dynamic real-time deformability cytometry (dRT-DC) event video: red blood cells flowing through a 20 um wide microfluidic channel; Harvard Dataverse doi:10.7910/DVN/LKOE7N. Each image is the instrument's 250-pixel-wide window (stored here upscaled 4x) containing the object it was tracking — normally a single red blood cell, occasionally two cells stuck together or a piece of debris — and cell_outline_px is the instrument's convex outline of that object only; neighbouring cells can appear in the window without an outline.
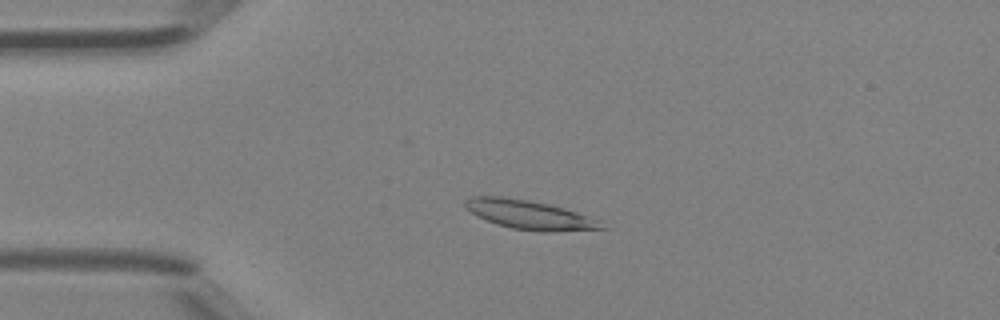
{"species": "Egyptian fruit bat (a non-hibernating species)", "species_latin": "Rousettus aegyptiacus", "temperature_condition": "room temperature", "stored_images_in_passage": 5, "camera_frame_rate_fps": 3000, "um_per_image_px": 0.085, "animal": {"sex": "female"}, "frame": {"image": 1, "passage_image": 3, "time_ms": 0.667, "image_size_px": [1000, 320], "cell_outline_px": [[608, 228], [548, 232], [544, 232], [512, 228], [496, 224], [476, 216], [464, 208], [464, 200], [472, 196], [500, 196], [528, 200], [548, 204], [564, 208], [604, 220]], "centroid_in_image_um": [45.05, 18.26], "position_along_channel_um": 40.0, "area_um2": 23.41}}
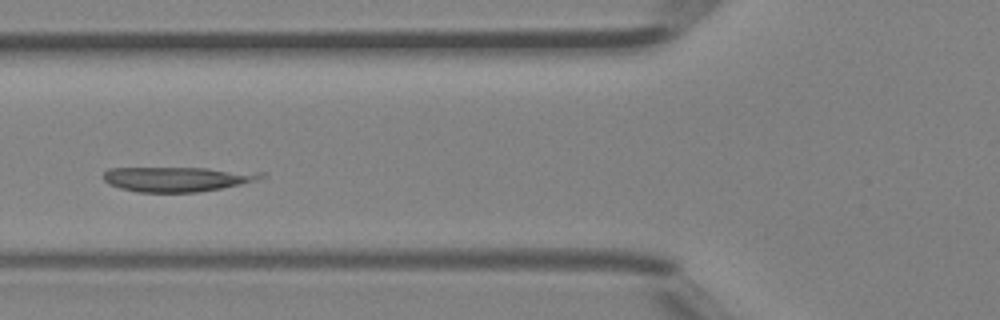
{"frame": {"image": 2, "passage_image": 5, "time_ms": 1.333, "image_size_px": [1000, 320], "cell_outline_px": [[268, 176], [240, 184], [220, 188], [196, 192], [136, 192], [120, 188], [108, 184], [104, 180], [104, 172], [108, 168], [208, 168], [264, 172]], "centroid_in_image_um": [15.06, 15.21], "position_along_channel_um": 110.7, "area_um2": 22.72}}